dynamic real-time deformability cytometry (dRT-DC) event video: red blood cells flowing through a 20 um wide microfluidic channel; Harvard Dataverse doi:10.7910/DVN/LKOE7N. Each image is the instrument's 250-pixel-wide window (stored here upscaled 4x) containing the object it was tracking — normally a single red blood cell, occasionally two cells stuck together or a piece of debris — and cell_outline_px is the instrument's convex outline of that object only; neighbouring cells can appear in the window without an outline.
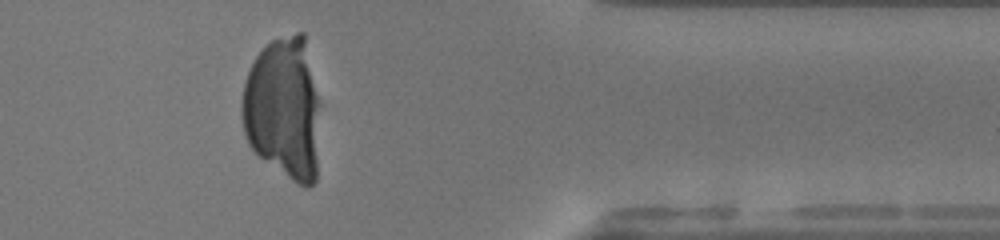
{"species": "human", "species_latin": "Homo sapiens", "temperature_condition": "warm", "stored_images_in_passage": 47, "camera_frame_rate_fps": 3000, "um_per_image_px": 0.085, "donor": {"sex": "female"}, "frame": {"image": 1, "passage_image": 38, "time_ms": 12.333, "image_size_px": [1000, 240], "cell_outline_px": [[320, 104], [316, 180], [308, 188], [304, 188], [296, 184], [260, 156], [248, 144], [244, 132], [240, 112], [240, 104], [244, 80], [256, 56], [272, 40], [296, 32], [304, 32], [320, 100]], "centroid_in_image_um": [24.11, 9.22], "position_along_channel_um": 387.3, "area_um2": 65.83}}
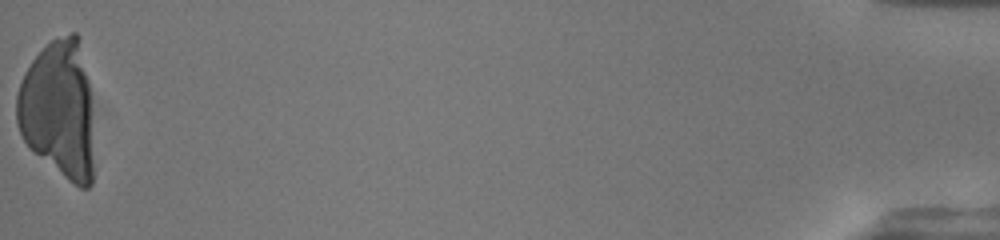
{"frame": {"image": 2, "passage_image": 47, "time_ms": 15.333, "image_size_px": [1000, 240], "cell_outline_px": [[92, 184], [88, 188], [80, 188], [68, 180], [28, 148], [20, 132], [16, 120], [16, 96], [24, 72], [32, 60], [52, 40], [72, 32], [76, 32], [92, 96]], "centroid_in_image_um": [4.97, 9.34], "position_along_channel_um": 430.2, "area_um2": 61.9}}